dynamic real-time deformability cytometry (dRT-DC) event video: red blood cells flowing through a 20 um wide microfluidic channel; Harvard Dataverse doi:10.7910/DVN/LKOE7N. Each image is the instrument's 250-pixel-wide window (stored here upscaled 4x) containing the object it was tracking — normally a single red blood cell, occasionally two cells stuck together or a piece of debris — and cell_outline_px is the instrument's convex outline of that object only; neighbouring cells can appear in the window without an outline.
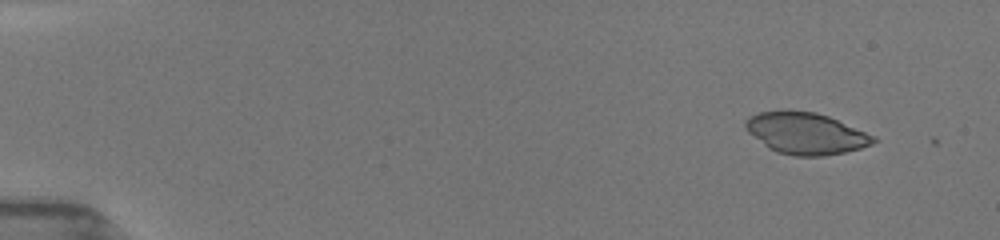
{"species": "common noctule bat (a hibernating species)", "species_latin": "Nyctalus noctula", "temperature_condition": "room temperature", "stored_images_in_passage": 2, "camera_frame_rate_fps": 3000, "um_per_image_px": 0.085, "animal": {"sex": "female", "body_mass_g": 19.5, "forearm_length_mm": 54.1}, "frame": {"image": 1, "passage_image": 1, "time_ms": 0.0, "image_size_px": [1000, 240], "cell_outline_px": [[880, 140], [872, 144], [860, 148], [844, 152], [824, 156], [796, 156], [776, 152], [768, 148], [748, 132], [744, 128], [744, 120], [748, 116], [760, 112], [788, 108], [816, 112], [828, 116], [876, 136]], "centroid_in_image_um": [68.47, 11.31], "position_along_channel_um": 16.5, "area_um2": 31.56}}